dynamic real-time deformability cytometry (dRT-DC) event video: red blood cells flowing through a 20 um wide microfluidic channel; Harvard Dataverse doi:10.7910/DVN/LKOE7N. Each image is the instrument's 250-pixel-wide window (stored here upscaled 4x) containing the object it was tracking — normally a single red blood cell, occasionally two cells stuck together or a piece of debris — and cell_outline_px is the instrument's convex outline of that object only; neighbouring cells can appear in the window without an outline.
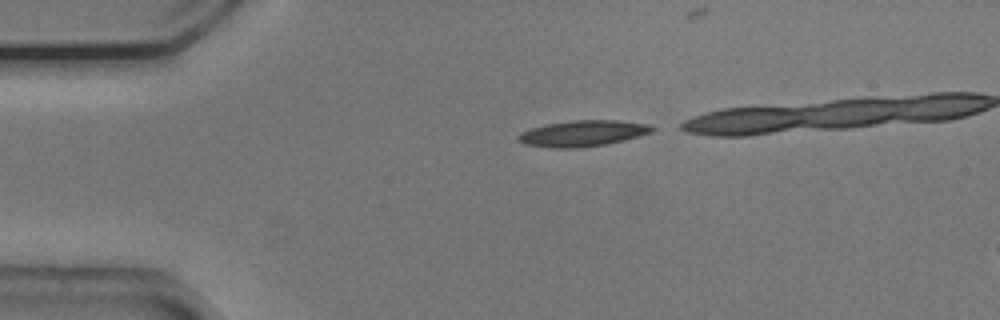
{"species": "common noctule bat (a hibernating species)", "species_latin": "Nyctalus noctula", "temperature_condition": "cold", "stored_images_in_passage": 13, "camera_frame_rate_fps": 3000, "um_per_image_px": 0.085, "animal": {"sex": "male", "body_mass_g": 20.5, "forearm_length_mm": 52.5}, "frame": {"image": 1, "passage_image": 1, "time_ms": 0.0, "image_size_px": [1000, 320], "cell_outline_px": [[656, 128], [652, 132], [624, 140], [608, 144], [580, 148], [552, 148], [524, 144], [520, 140], [520, 132], [532, 128], [548, 124], [572, 120], [616, 120], [648, 124]], "centroid_in_image_um": [49.57, 11.34], "position_along_channel_um": 35.4, "area_um2": 20.17}}